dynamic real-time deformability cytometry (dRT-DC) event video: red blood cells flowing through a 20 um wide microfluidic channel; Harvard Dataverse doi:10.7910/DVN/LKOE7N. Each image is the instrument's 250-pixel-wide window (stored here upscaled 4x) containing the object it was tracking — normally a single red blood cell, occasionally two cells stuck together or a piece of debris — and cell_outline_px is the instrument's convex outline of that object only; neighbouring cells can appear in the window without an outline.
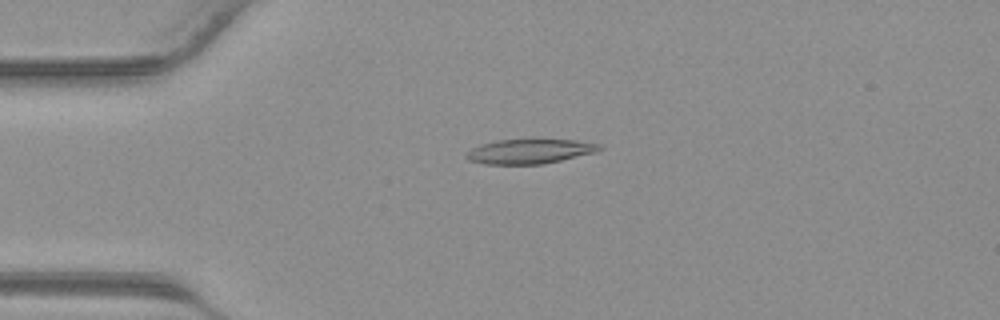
{"species": "common noctule bat (a hibernating species)", "species_latin": "Nyctalus noctula", "temperature_condition": "warm", "stored_images_in_passage": 37, "camera_frame_rate_fps": 3000, "um_per_image_px": 0.085, "animal": {"sex": "male", "body_mass_g": 23.1, "forearm_length_mm": 52.7}, "frame": {"image": 1, "passage_image": 6, "time_ms": 1.667, "image_size_px": [1000, 320], "cell_outline_px": [[604, 148], [596, 152], [544, 164], [484, 164], [468, 160], [464, 156], [472, 148], [480, 144], [496, 140], [576, 140], [600, 144]], "centroid_in_image_um": [45.02, 12.87], "position_along_channel_um": 40.0, "area_um2": 19.02}}
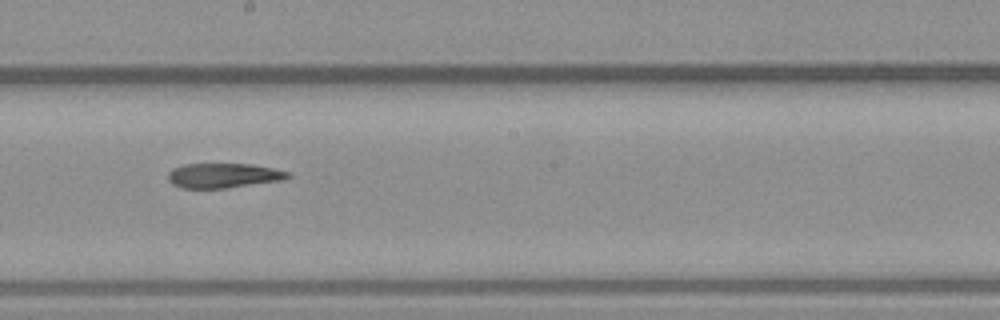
{"frame": {"image": 2, "passage_image": 19, "time_ms": 6.0, "image_size_px": [1000, 320], "cell_outline_px": [[292, 176], [280, 180], [224, 188], [180, 188], [172, 184], [168, 180], [168, 172], [172, 168], [184, 164], [252, 164], [272, 168], [288, 172]], "centroid_in_image_um": [18.92, 14.91], "position_along_channel_um": 229.3, "area_um2": 17.11}}
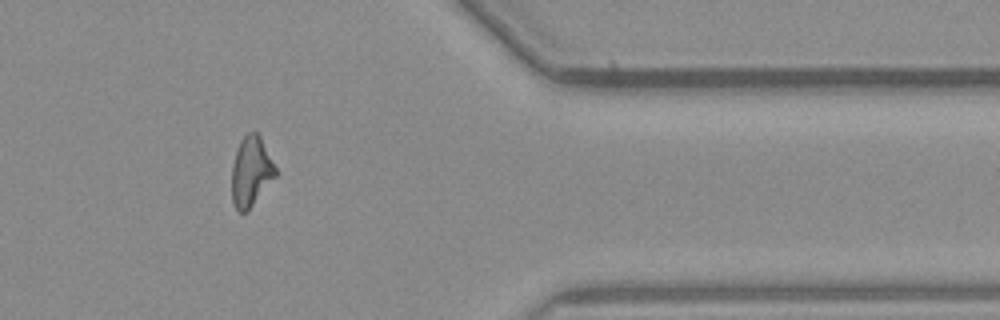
{"frame": {"image": 3, "passage_image": 30, "time_ms": 9.667, "image_size_px": [1000, 320], "cell_outline_px": [[276, 176], [248, 212], [240, 212], [236, 208], [232, 200], [232, 164], [236, 148], [240, 140], [248, 132], [256, 132], [260, 136], [276, 168]], "centroid_in_image_um": [21.32, 14.59], "position_along_channel_um": 390.1, "area_um2": 17.86}}